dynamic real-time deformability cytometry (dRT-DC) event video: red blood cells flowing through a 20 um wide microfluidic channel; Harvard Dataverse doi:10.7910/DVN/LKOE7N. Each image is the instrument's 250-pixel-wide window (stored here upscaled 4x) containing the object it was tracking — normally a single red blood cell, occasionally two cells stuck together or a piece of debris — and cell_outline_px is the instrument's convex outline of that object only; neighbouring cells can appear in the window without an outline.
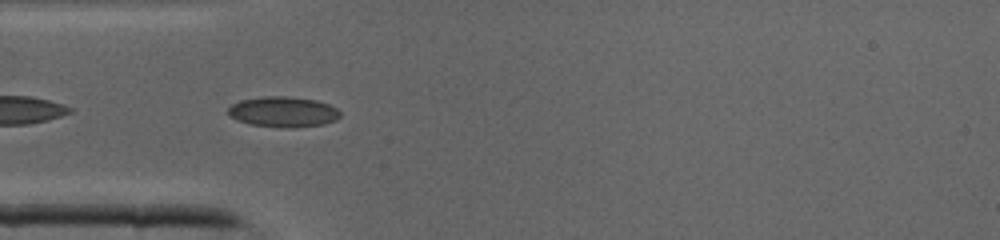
{"species": "common noctule bat (a hibernating species)", "species_latin": "Nyctalus noctula", "temperature_condition": "cold", "stored_images_in_passage": 40, "camera_frame_rate_fps": 3000, "um_per_image_px": 0.085, "animal": {"sex": "male", "body_mass_g": 19.0, "forearm_length_mm": 50.8}, "frame": {"image": 1, "passage_image": 11, "time_ms": 3.333, "image_size_px": [1000, 240], "cell_outline_px": [[340, 116], [336, 120], [324, 124], [288, 128], [248, 124], [236, 120], [228, 112], [228, 108], [232, 104], [240, 100], [264, 96], [284, 96], [316, 100], [328, 104], [336, 108], [340, 112]], "centroid_in_image_um": [24.06, 9.51], "position_along_channel_um": 60.9, "area_um2": 19.83}}
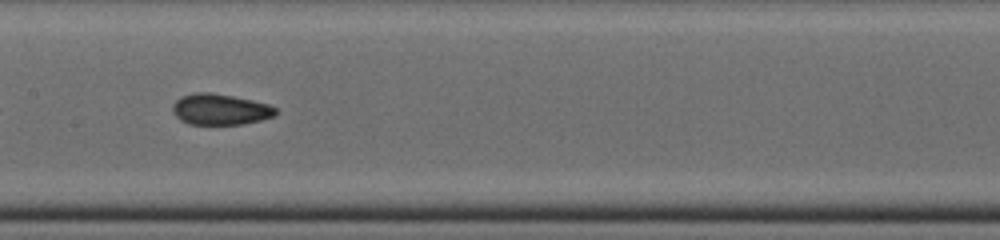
{"frame": {"image": 2, "passage_image": 19, "time_ms": 6.0, "image_size_px": [1000, 240], "cell_outline_px": [[280, 112], [272, 116], [260, 120], [240, 124], [188, 124], [180, 120], [176, 116], [172, 108], [172, 104], [180, 96], [192, 92], [212, 92], [252, 100], [268, 104], [276, 108]], "centroid_in_image_um": [18.69, 9.28], "position_along_channel_um": 188.7, "area_um2": 18.67}}
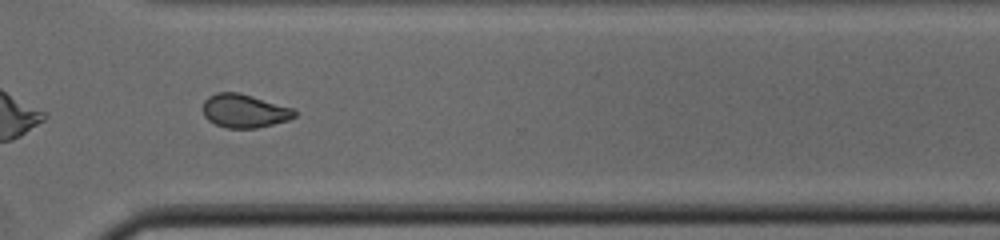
{"frame": {"image": 3, "passage_image": 29, "time_ms": 9.333, "image_size_px": [1000, 240], "cell_outline_px": [[296, 116], [288, 120], [256, 128], [228, 128], [216, 124], [208, 120], [204, 116], [204, 100], [208, 96], [216, 92], [240, 92], [296, 108]], "centroid_in_image_um": [20.81, 9.41], "position_along_channel_um": 349.8, "area_um2": 18.09}}